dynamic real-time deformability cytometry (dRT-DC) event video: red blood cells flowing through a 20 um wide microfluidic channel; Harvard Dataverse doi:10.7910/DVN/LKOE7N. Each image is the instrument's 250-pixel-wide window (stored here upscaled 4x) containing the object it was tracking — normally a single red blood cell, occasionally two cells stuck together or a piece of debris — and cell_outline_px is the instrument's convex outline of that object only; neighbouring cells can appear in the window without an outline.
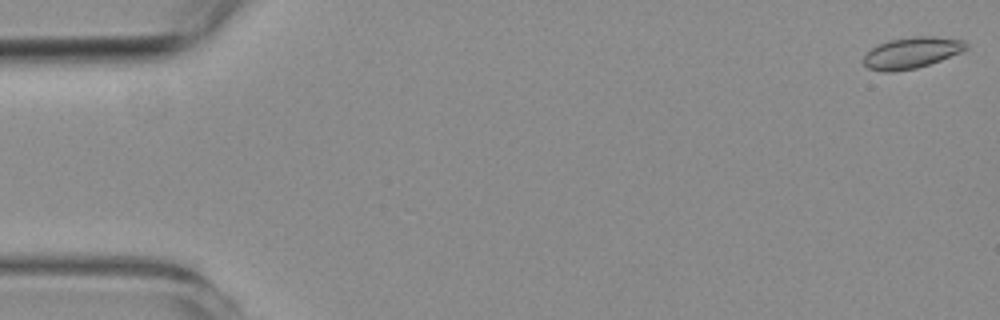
{"species": "common noctule bat (a hibernating species)", "species_latin": "Nyctalus noctula", "temperature_condition": "room temperature", "stored_images_in_passage": 55, "camera_frame_rate_fps": 3000, "um_per_image_px": 0.085, "animal": {"sex": "female", "body_mass_g": 19.3, "forearm_length_mm": 54.1}, "frame": {"image": 1, "passage_image": 1, "time_ms": 0.0, "image_size_px": [1000, 320], "cell_outline_px": [[968, 48], [960, 52], [940, 60], [916, 68], [892, 72], [884, 72], [868, 68], [864, 64], [864, 56], [872, 48], [888, 40], [912, 36], [932, 36], [964, 40], [968, 44]], "centroid_in_image_um": [77.49, 4.48], "position_along_channel_um": 7.5, "area_um2": 18.5}}
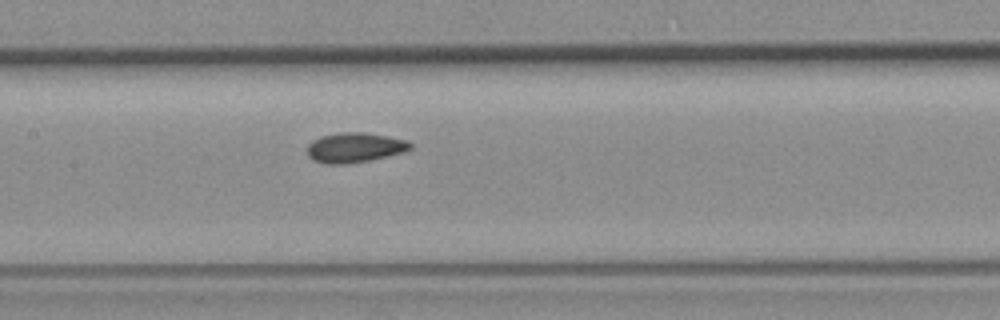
{"frame": {"image": 2, "passage_image": 26, "time_ms": 8.333, "image_size_px": [1000, 320], "cell_outline_px": [[412, 148], [404, 152], [368, 160], [344, 164], [328, 164], [312, 160], [308, 156], [308, 144], [312, 140], [320, 136], [340, 132], [364, 132], [388, 136], [408, 140], [412, 144]], "centroid_in_image_um": [30.14, 12.53], "position_along_channel_um": 177.3, "area_um2": 17.98}}
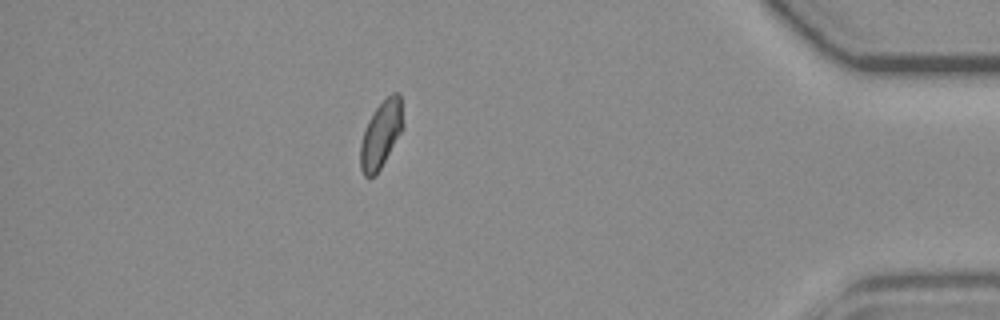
{"frame": {"image": 3, "passage_image": 48, "time_ms": 15.667, "image_size_px": [1000, 320], "cell_outline_px": [[404, 128], [380, 168], [372, 176], [364, 176], [360, 168], [360, 144], [368, 120], [376, 108], [392, 92], [400, 92], [404, 124]], "centroid_in_image_um": [32.41, 11.38], "position_along_channel_um": 402.8, "area_um2": 16.53}, "authors_computed_cell_mechanics": {"area_um2": 17.4556, "velocity_mm_per_s": 3.7371, "shape_relaxation_time_tau1_ms": null, "shape_relaxation_time_tau2_ms": 0.9775, "deformation_change_tau1": null, "deformation_change_tau2": 0.0382}}